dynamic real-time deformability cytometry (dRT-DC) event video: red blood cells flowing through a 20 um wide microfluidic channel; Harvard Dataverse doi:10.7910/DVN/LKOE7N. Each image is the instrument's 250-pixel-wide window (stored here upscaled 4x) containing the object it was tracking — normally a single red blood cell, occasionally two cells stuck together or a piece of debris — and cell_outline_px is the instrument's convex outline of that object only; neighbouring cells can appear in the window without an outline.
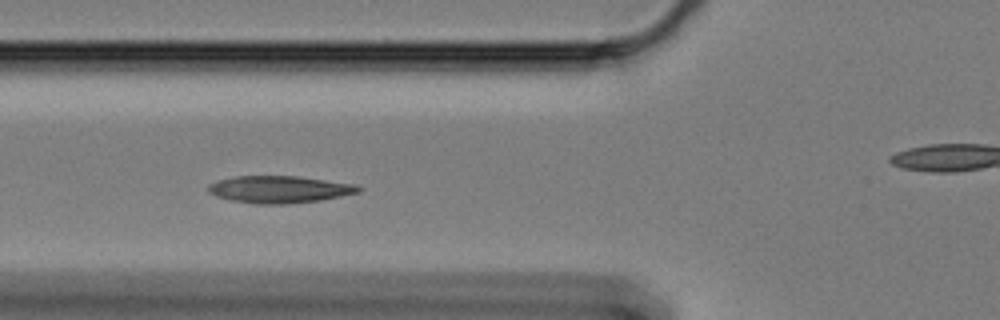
{"species": "Egyptian fruit bat (a non-hibernating species)", "species_latin": "Rousettus aegyptiacus", "temperature_condition": "cold", "stored_images_in_passage": 14, "camera_frame_rate_fps": 3000, "um_per_image_px": 0.085, "animal": {"sex": "female"}, "frame": {"image": 1, "passage_image": 7, "time_ms": 2.0, "image_size_px": [1000, 320], "cell_outline_px": [[364, 188], [360, 192], [320, 200], [288, 204], [256, 204], [232, 200], [216, 196], [208, 192], [208, 184], [216, 180], [236, 176], [296, 176], [356, 184]], "centroid_in_image_um": [23.75, 16.09], "position_along_channel_um": 102.1, "area_um2": 23.81}}
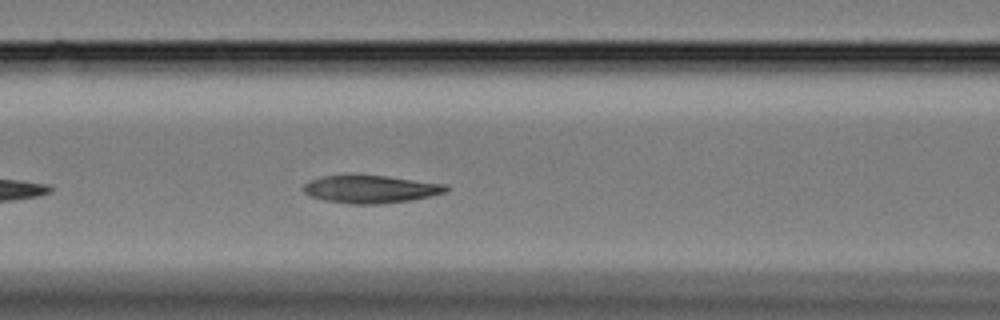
{"frame": {"image": 2, "passage_image": 10, "time_ms": 3.0, "image_size_px": [1000, 320], "cell_outline_px": [[448, 188], [444, 192], [428, 196], [408, 200], [376, 204], [352, 204], [324, 200], [312, 196], [304, 192], [304, 184], [308, 180], [324, 176], [384, 176], [448, 184]], "centroid_in_image_um": [31.49, 16.08], "position_along_channel_um": 135.1, "area_um2": 22.48}}